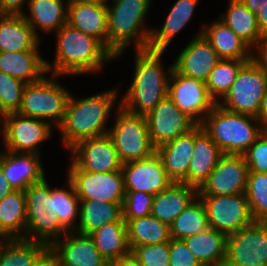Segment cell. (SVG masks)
Wrapping results in <instances>:
<instances>
[{"label":"cell","mask_w":267,"mask_h":266,"mask_svg":"<svg viewBox=\"0 0 267 266\" xmlns=\"http://www.w3.org/2000/svg\"><path fill=\"white\" fill-rule=\"evenodd\" d=\"M194 148V128L156 149L168 178L187 185V172Z\"/></svg>","instance_id":"obj_27"},{"label":"cell","mask_w":267,"mask_h":266,"mask_svg":"<svg viewBox=\"0 0 267 266\" xmlns=\"http://www.w3.org/2000/svg\"><path fill=\"white\" fill-rule=\"evenodd\" d=\"M202 30L199 29L186 43L187 45L178 52V56L172 63L178 73L206 82L210 72L221 59L202 34Z\"/></svg>","instance_id":"obj_19"},{"label":"cell","mask_w":267,"mask_h":266,"mask_svg":"<svg viewBox=\"0 0 267 266\" xmlns=\"http://www.w3.org/2000/svg\"><path fill=\"white\" fill-rule=\"evenodd\" d=\"M29 0H0V14L22 15Z\"/></svg>","instance_id":"obj_47"},{"label":"cell","mask_w":267,"mask_h":266,"mask_svg":"<svg viewBox=\"0 0 267 266\" xmlns=\"http://www.w3.org/2000/svg\"><path fill=\"white\" fill-rule=\"evenodd\" d=\"M66 177L72 182L80 200H96L124 203L125 189L123 172H87L77 168L71 161Z\"/></svg>","instance_id":"obj_13"},{"label":"cell","mask_w":267,"mask_h":266,"mask_svg":"<svg viewBox=\"0 0 267 266\" xmlns=\"http://www.w3.org/2000/svg\"><path fill=\"white\" fill-rule=\"evenodd\" d=\"M207 228L209 226L206 209L197 196L170 224V234L172 239L183 240Z\"/></svg>","instance_id":"obj_37"},{"label":"cell","mask_w":267,"mask_h":266,"mask_svg":"<svg viewBox=\"0 0 267 266\" xmlns=\"http://www.w3.org/2000/svg\"><path fill=\"white\" fill-rule=\"evenodd\" d=\"M267 90V69L253 57L240 68L229 92L218 103L224 109L257 117Z\"/></svg>","instance_id":"obj_8"},{"label":"cell","mask_w":267,"mask_h":266,"mask_svg":"<svg viewBox=\"0 0 267 266\" xmlns=\"http://www.w3.org/2000/svg\"><path fill=\"white\" fill-rule=\"evenodd\" d=\"M13 240L9 236H0V264L7 245Z\"/></svg>","instance_id":"obj_55"},{"label":"cell","mask_w":267,"mask_h":266,"mask_svg":"<svg viewBox=\"0 0 267 266\" xmlns=\"http://www.w3.org/2000/svg\"><path fill=\"white\" fill-rule=\"evenodd\" d=\"M227 236L212 228L183 239L202 266L224 265Z\"/></svg>","instance_id":"obj_32"},{"label":"cell","mask_w":267,"mask_h":266,"mask_svg":"<svg viewBox=\"0 0 267 266\" xmlns=\"http://www.w3.org/2000/svg\"><path fill=\"white\" fill-rule=\"evenodd\" d=\"M254 57L267 69V35L262 38L259 47L254 51Z\"/></svg>","instance_id":"obj_49"},{"label":"cell","mask_w":267,"mask_h":266,"mask_svg":"<svg viewBox=\"0 0 267 266\" xmlns=\"http://www.w3.org/2000/svg\"><path fill=\"white\" fill-rule=\"evenodd\" d=\"M154 196L146 192L125 191L123 203L124 220H133L151 215Z\"/></svg>","instance_id":"obj_44"},{"label":"cell","mask_w":267,"mask_h":266,"mask_svg":"<svg viewBox=\"0 0 267 266\" xmlns=\"http://www.w3.org/2000/svg\"><path fill=\"white\" fill-rule=\"evenodd\" d=\"M256 118L264 128L267 127V90L262 99L261 107Z\"/></svg>","instance_id":"obj_54"},{"label":"cell","mask_w":267,"mask_h":266,"mask_svg":"<svg viewBox=\"0 0 267 266\" xmlns=\"http://www.w3.org/2000/svg\"><path fill=\"white\" fill-rule=\"evenodd\" d=\"M47 176L31 184L26 195L27 227L25 240L43 242L50 246L67 232L61 227L55 212V188Z\"/></svg>","instance_id":"obj_6"},{"label":"cell","mask_w":267,"mask_h":266,"mask_svg":"<svg viewBox=\"0 0 267 266\" xmlns=\"http://www.w3.org/2000/svg\"><path fill=\"white\" fill-rule=\"evenodd\" d=\"M248 166L243 155L223 154L198 195H233L246 192Z\"/></svg>","instance_id":"obj_17"},{"label":"cell","mask_w":267,"mask_h":266,"mask_svg":"<svg viewBox=\"0 0 267 266\" xmlns=\"http://www.w3.org/2000/svg\"><path fill=\"white\" fill-rule=\"evenodd\" d=\"M33 266H60L56 254L48 247L34 262Z\"/></svg>","instance_id":"obj_48"},{"label":"cell","mask_w":267,"mask_h":266,"mask_svg":"<svg viewBox=\"0 0 267 266\" xmlns=\"http://www.w3.org/2000/svg\"><path fill=\"white\" fill-rule=\"evenodd\" d=\"M249 60L221 59L210 72L205 82L211 98L218 104L229 92L241 66Z\"/></svg>","instance_id":"obj_39"},{"label":"cell","mask_w":267,"mask_h":266,"mask_svg":"<svg viewBox=\"0 0 267 266\" xmlns=\"http://www.w3.org/2000/svg\"><path fill=\"white\" fill-rule=\"evenodd\" d=\"M203 202L209 228L226 236L252 224L249 202L245 193L233 195H198Z\"/></svg>","instance_id":"obj_11"},{"label":"cell","mask_w":267,"mask_h":266,"mask_svg":"<svg viewBox=\"0 0 267 266\" xmlns=\"http://www.w3.org/2000/svg\"><path fill=\"white\" fill-rule=\"evenodd\" d=\"M168 96L197 125L203 122L216 105L209 95L205 82L182 75L174 68L168 82Z\"/></svg>","instance_id":"obj_14"},{"label":"cell","mask_w":267,"mask_h":266,"mask_svg":"<svg viewBox=\"0 0 267 266\" xmlns=\"http://www.w3.org/2000/svg\"><path fill=\"white\" fill-rule=\"evenodd\" d=\"M126 222L129 247L169 242L170 225L159 221L152 215L124 220Z\"/></svg>","instance_id":"obj_35"},{"label":"cell","mask_w":267,"mask_h":266,"mask_svg":"<svg viewBox=\"0 0 267 266\" xmlns=\"http://www.w3.org/2000/svg\"><path fill=\"white\" fill-rule=\"evenodd\" d=\"M0 71L25 84L38 82L48 73L40 50L0 52Z\"/></svg>","instance_id":"obj_28"},{"label":"cell","mask_w":267,"mask_h":266,"mask_svg":"<svg viewBox=\"0 0 267 266\" xmlns=\"http://www.w3.org/2000/svg\"><path fill=\"white\" fill-rule=\"evenodd\" d=\"M109 2L107 3L108 49L115 55V60L121 58L130 45H133L135 50L148 48L152 27H149L146 18L152 0H109Z\"/></svg>","instance_id":"obj_4"},{"label":"cell","mask_w":267,"mask_h":266,"mask_svg":"<svg viewBox=\"0 0 267 266\" xmlns=\"http://www.w3.org/2000/svg\"><path fill=\"white\" fill-rule=\"evenodd\" d=\"M55 35L57 45L54 59L46 60L49 75H94L102 71L103 66L115 61V55L101 41L68 23Z\"/></svg>","instance_id":"obj_2"},{"label":"cell","mask_w":267,"mask_h":266,"mask_svg":"<svg viewBox=\"0 0 267 266\" xmlns=\"http://www.w3.org/2000/svg\"><path fill=\"white\" fill-rule=\"evenodd\" d=\"M197 196L196 187L172 182L165 190L154 196L151 215L170 225Z\"/></svg>","instance_id":"obj_30"},{"label":"cell","mask_w":267,"mask_h":266,"mask_svg":"<svg viewBox=\"0 0 267 266\" xmlns=\"http://www.w3.org/2000/svg\"><path fill=\"white\" fill-rule=\"evenodd\" d=\"M249 172L267 173V132L259 138L243 154Z\"/></svg>","instance_id":"obj_45"},{"label":"cell","mask_w":267,"mask_h":266,"mask_svg":"<svg viewBox=\"0 0 267 266\" xmlns=\"http://www.w3.org/2000/svg\"><path fill=\"white\" fill-rule=\"evenodd\" d=\"M50 249L60 266H106L109 263L100 254L90 234L67 232L54 241Z\"/></svg>","instance_id":"obj_20"},{"label":"cell","mask_w":267,"mask_h":266,"mask_svg":"<svg viewBox=\"0 0 267 266\" xmlns=\"http://www.w3.org/2000/svg\"><path fill=\"white\" fill-rule=\"evenodd\" d=\"M169 266H202L183 240L169 241Z\"/></svg>","instance_id":"obj_46"},{"label":"cell","mask_w":267,"mask_h":266,"mask_svg":"<svg viewBox=\"0 0 267 266\" xmlns=\"http://www.w3.org/2000/svg\"><path fill=\"white\" fill-rule=\"evenodd\" d=\"M125 222L123 203L80 200V218L76 231L91 234L106 223Z\"/></svg>","instance_id":"obj_34"},{"label":"cell","mask_w":267,"mask_h":266,"mask_svg":"<svg viewBox=\"0 0 267 266\" xmlns=\"http://www.w3.org/2000/svg\"><path fill=\"white\" fill-rule=\"evenodd\" d=\"M110 266H141L139 261L130 252L128 255L109 262Z\"/></svg>","instance_id":"obj_50"},{"label":"cell","mask_w":267,"mask_h":266,"mask_svg":"<svg viewBox=\"0 0 267 266\" xmlns=\"http://www.w3.org/2000/svg\"><path fill=\"white\" fill-rule=\"evenodd\" d=\"M245 194L254 221L267 222V173L248 172Z\"/></svg>","instance_id":"obj_41"},{"label":"cell","mask_w":267,"mask_h":266,"mask_svg":"<svg viewBox=\"0 0 267 266\" xmlns=\"http://www.w3.org/2000/svg\"><path fill=\"white\" fill-rule=\"evenodd\" d=\"M259 30L262 36L267 35V3L262 10L256 15Z\"/></svg>","instance_id":"obj_51"},{"label":"cell","mask_w":267,"mask_h":266,"mask_svg":"<svg viewBox=\"0 0 267 266\" xmlns=\"http://www.w3.org/2000/svg\"><path fill=\"white\" fill-rule=\"evenodd\" d=\"M208 24H203L200 29L220 59L250 60L254 57V50L221 20L217 18Z\"/></svg>","instance_id":"obj_26"},{"label":"cell","mask_w":267,"mask_h":266,"mask_svg":"<svg viewBox=\"0 0 267 266\" xmlns=\"http://www.w3.org/2000/svg\"><path fill=\"white\" fill-rule=\"evenodd\" d=\"M53 128L44 120L18 113L6 114L0 118V138L3 141V150L42 155L41 145L51 139Z\"/></svg>","instance_id":"obj_10"},{"label":"cell","mask_w":267,"mask_h":266,"mask_svg":"<svg viewBox=\"0 0 267 266\" xmlns=\"http://www.w3.org/2000/svg\"><path fill=\"white\" fill-rule=\"evenodd\" d=\"M223 155L201 125L194 127V148L187 172V185L199 189Z\"/></svg>","instance_id":"obj_22"},{"label":"cell","mask_w":267,"mask_h":266,"mask_svg":"<svg viewBox=\"0 0 267 266\" xmlns=\"http://www.w3.org/2000/svg\"><path fill=\"white\" fill-rule=\"evenodd\" d=\"M68 2L69 0H29V12L22 15L35 35L42 40L41 33H56L67 23Z\"/></svg>","instance_id":"obj_24"},{"label":"cell","mask_w":267,"mask_h":266,"mask_svg":"<svg viewBox=\"0 0 267 266\" xmlns=\"http://www.w3.org/2000/svg\"><path fill=\"white\" fill-rule=\"evenodd\" d=\"M108 135L112 138L122 164L142 160L156 149L152 145L145 116L132 114L121 106L114 112Z\"/></svg>","instance_id":"obj_9"},{"label":"cell","mask_w":267,"mask_h":266,"mask_svg":"<svg viewBox=\"0 0 267 266\" xmlns=\"http://www.w3.org/2000/svg\"><path fill=\"white\" fill-rule=\"evenodd\" d=\"M145 119L155 149L188 133L197 125L174 104L169 96L146 114Z\"/></svg>","instance_id":"obj_15"},{"label":"cell","mask_w":267,"mask_h":266,"mask_svg":"<svg viewBox=\"0 0 267 266\" xmlns=\"http://www.w3.org/2000/svg\"><path fill=\"white\" fill-rule=\"evenodd\" d=\"M68 152L71 162L83 171L108 173L122 169L117 150L108 134L81 140Z\"/></svg>","instance_id":"obj_16"},{"label":"cell","mask_w":267,"mask_h":266,"mask_svg":"<svg viewBox=\"0 0 267 266\" xmlns=\"http://www.w3.org/2000/svg\"><path fill=\"white\" fill-rule=\"evenodd\" d=\"M241 1L255 15H257L267 3V0H241Z\"/></svg>","instance_id":"obj_53"},{"label":"cell","mask_w":267,"mask_h":266,"mask_svg":"<svg viewBox=\"0 0 267 266\" xmlns=\"http://www.w3.org/2000/svg\"><path fill=\"white\" fill-rule=\"evenodd\" d=\"M14 190L15 189L9 184V181L6 179L2 168L0 167V200Z\"/></svg>","instance_id":"obj_52"},{"label":"cell","mask_w":267,"mask_h":266,"mask_svg":"<svg viewBox=\"0 0 267 266\" xmlns=\"http://www.w3.org/2000/svg\"><path fill=\"white\" fill-rule=\"evenodd\" d=\"M76 2H82V3H93V4H101V5H107L109 0H71Z\"/></svg>","instance_id":"obj_56"},{"label":"cell","mask_w":267,"mask_h":266,"mask_svg":"<svg viewBox=\"0 0 267 266\" xmlns=\"http://www.w3.org/2000/svg\"><path fill=\"white\" fill-rule=\"evenodd\" d=\"M26 227V195L14 190L0 200V236L25 239Z\"/></svg>","instance_id":"obj_33"},{"label":"cell","mask_w":267,"mask_h":266,"mask_svg":"<svg viewBox=\"0 0 267 266\" xmlns=\"http://www.w3.org/2000/svg\"><path fill=\"white\" fill-rule=\"evenodd\" d=\"M121 170L125 191H140L155 196L172 183L156 150L142 160L122 164Z\"/></svg>","instance_id":"obj_18"},{"label":"cell","mask_w":267,"mask_h":266,"mask_svg":"<svg viewBox=\"0 0 267 266\" xmlns=\"http://www.w3.org/2000/svg\"><path fill=\"white\" fill-rule=\"evenodd\" d=\"M200 0H176L165 17L164 24L153 27L148 45L149 49L167 51L175 37L183 31L195 15Z\"/></svg>","instance_id":"obj_25"},{"label":"cell","mask_w":267,"mask_h":266,"mask_svg":"<svg viewBox=\"0 0 267 266\" xmlns=\"http://www.w3.org/2000/svg\"><path fill=\"white\" fill-rule=\"evenodd\" d=\"M42 156L36 153L12 151L0 152V167L15 190H25L31 184L42 181L46 176Z\"/></svg>","instance_id":"obj_21"},{"label":"cell","mask_w":267,"mask_h":266,"mask_svg":"<svg viewBox=\"0 0 267 266\" xmlns=\"http://www.w3.org/2000/svg\"><path fill=\"white\" fill-rule=\"evenodd\" d=\"M41 43L23 15L0 14V52L40 50Z\"/></svg>","instance_id":"obj_29"},{"label":"cell","mask_w":267,"mask_h":266,"mask_svg":"<svg viewBox=\"0 0 267 266\" xmlns=\"http://www.w3.org/2000/svg\"><path fill=\"white\" fill-rule=\"evenodd\" d=\"M119 92V87L114 86L88 97L71 93L64 119L57 128L62 147L68 151L81 140L108 134L109 118L120 107Z\"/></svg>","instance_id":"obj_1"},{"label":"cell","mask_w":267,"mask_h":266,"mask_svg":"<svg viewBox=\"0 0 267 266\" xmlns=\"http://www.w3.org/2000/svg\"><path fill=\"white\" fill-rule=\"evenodd\" d=\"M63 186L55 187V212L66 232L76 231L80 218V199L72 182L66 177Z\"/></svg>","instance_id":"obj_38"},{"label":"cell","mask_w":267,"mask_h":266,"mask_svg":"<svg viewBox=\"0 0 267 266\" xmlns=\"http://www.w3.org/2000/svg\"><path fill=\"white\" fill-rule=\"evenodd\" d=\"M226 5L227 9L218 15V19L255 51L263 38L256 15L241 0H228Z\"/></svg>","instance_id":"obj_31"},{"label":"cell","mask_w":267,"mask_h":266,"mask_svg":"<svg viewBox=\"0 0 267 266\" xmlns=\"http://www.w3.org/2000/svg\"><path fill=\"white\" fill-rule=\"evenodd\" d=\"M225 266H267V222L254 221L226 239Z\"/></svg>","instance_id":"obj_12"},{"label":"cell","mask_w":267,"mask_h":266,"mask_svg":"<svg viewBox=\"0 0 267 266\" xmlns=\"http://www.w3.org/2000/svg\"><path fill=\"white\" fill-rule=\"evenodd\" d=\"M46 75L38 82L26 84L17 113L44 120L57 129L64 119L72 92L58 81L63 76Z\"/></svg>","instance_id":"obj_7"},{"label":"cell","mask_w":267,"mask_h":266,"mask_svg":"<svg viewBox=\"0 0 267 266\" xmlns=\"http://www.w3.org/2000/svg\"><path fill=\"white\" fill-rule=\"evenodd\" d=\"M26 84L0 71V118L9 113H17Z\"/></svg>","instance_id":"obj_42"},{"label":"cell","mask_w":267,"mask_h":266,"mask_svg":"<svg viewBox=\"0 0 267 266\" xmlns=\"http://www.w3.org/2000/svg\"><path fill=\"white\" fill-rule=\"evenodd\" d=\"M141 266H169V242L131 247Z\"/></svg>","instance_id":"obj_43"},{"label":"cell","mask_w":267,"mask_h":266,"mask_svg":"<svg viewBox=\"0 0 267 266\" xmlns=\"http://www.w3.org/2000/svg\"><path fill=\"white\" fill-rule=\"evenodd\" d=\"M133 77L125 93L120 96V106L136 115L145 116L162 99L168 96V82L173 63L165 68L162 50L136 49L134 51Z\"/></svg>","instance_id":"obj_3"},{"label":"cell","mask_w":267,"mask_h":266,"mask_svg":"<svg viewBox=\"0 0 267 266\" xmlns=\"http://www.w3.org/2000/svg\"><path fill=\"white\" fill-rule=\"evenodd\" d=\"M67 23L95 37L108 48L107 5L69 0Z\"/></svg>","instance_id":"obj_23"},{"label":"cell","mask_w":267,"mask_h":266,"mask_svg":"<svg viewBox=\"0 0 267 266\" xmlns=\"http://www.w3.org/2000/svg\"><path fill=\"white\" fill-rule=\"evenodd\" d=\"M48 247L43 242L13 239L4 251L0 266H33Z\"/></svg>","instance_id":"obj_40"},{"label":"cell","mask_w":267,"mask_h":266,"mask_svg":"<svg viewBox=\"0 0 267 266\" xmlns=\"http://www.w3.org/2000/svg\"><path fill=\"white\" fill-rule=\"evenodd\" d=\"M90 235L96 248L108 263L130 253L126 222L106 223Z\"/></svg>","instance_id":"obj_36"},{"label":"cell","mask_w":267,"mask_h":266,"mask_svg":"<svg viewBox=\"0 0 267 266\" xmlns=\"http://www.w3.org/2000/svg\"><path fill=\"white\" fill-rule=\"evenodd\" d=\"M200 125L223 154L243 155L265 131L256 117L230 112L219 104Z\"/></svg>","instance_id":"obj_5"}]
</instances>
